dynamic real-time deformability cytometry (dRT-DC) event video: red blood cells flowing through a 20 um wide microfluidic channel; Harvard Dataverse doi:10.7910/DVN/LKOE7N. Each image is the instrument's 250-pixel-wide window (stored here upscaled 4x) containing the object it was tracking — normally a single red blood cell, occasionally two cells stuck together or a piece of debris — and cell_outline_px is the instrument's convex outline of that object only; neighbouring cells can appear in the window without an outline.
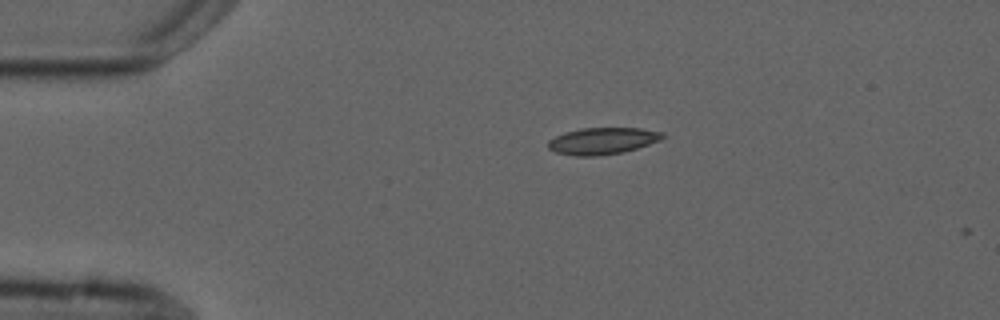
{"species": "common noctule bat (a hibernating species)", "species_latin": "Nyctalus noctula", "temperature_condition": "cold", "stored_images_in_passage": 2, "camera_frame_rate_fps": 3000, "um_per_image_px": 0.085, "animal": {"sex": "male", "forearm_length_mm": 52.5}, "frame": {"image": 1, "passage_image": 1, "time_ms": 0.0, "image_size_px": [1000, 320], "cell_outline_px": [[664, 136], [660, 140], [624, 152], [596, 156], [576, 156], [556, 152], [548, 148], [548, 140], [564, 132], [580, 128], [640, 128], [664, 132]], "centroid_in_image_um": [51.2, 11.97], "position_along_channel_um": 33.8, "area_um2": 17.8}}